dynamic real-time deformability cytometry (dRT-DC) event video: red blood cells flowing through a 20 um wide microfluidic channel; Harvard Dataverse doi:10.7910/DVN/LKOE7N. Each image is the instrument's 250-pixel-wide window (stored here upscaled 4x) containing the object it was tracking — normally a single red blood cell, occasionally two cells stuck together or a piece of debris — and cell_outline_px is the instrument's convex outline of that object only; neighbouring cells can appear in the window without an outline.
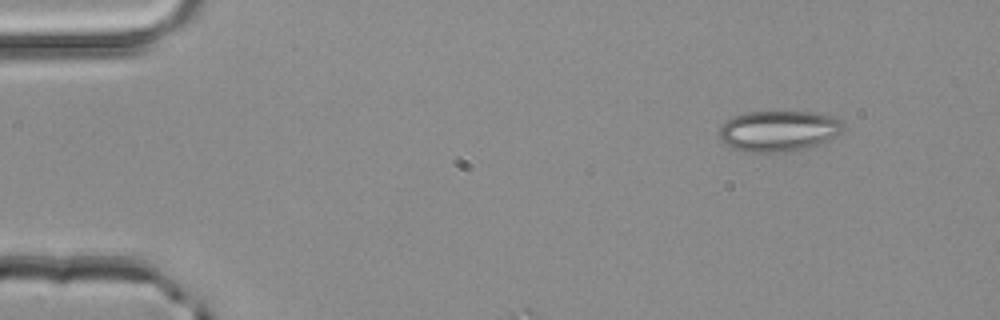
{"species": "common noctule bat (a hibernating species)", "species_latin": "Nyctalus noctula", "temperature_condition": "room temperature", "stored_images_in_passage": 3, "camera_frame_rate_fps": 3000, "um_per_image_px": 0.085, "animal": {"sex": "male", "body_mass_g": 20.4}, "frame": {"image": 1, "passage_image": 1, "time_ms": 0.0, "image_size_px": [1000, 320], "cell_outline_px": [[840, 132], [836, 136], [816, 144], [804, 148], [776, 152], [748, 152], [732, 148], [720, 140], [720, 128], [728, 120], [736, 116], [748, 112], [816, 112], [832, 116], [840, 120]], "centroid_in_image_um": [66.14, 11.12], "position_along_channel_um": 18.9, "area_um2": 28.78}}